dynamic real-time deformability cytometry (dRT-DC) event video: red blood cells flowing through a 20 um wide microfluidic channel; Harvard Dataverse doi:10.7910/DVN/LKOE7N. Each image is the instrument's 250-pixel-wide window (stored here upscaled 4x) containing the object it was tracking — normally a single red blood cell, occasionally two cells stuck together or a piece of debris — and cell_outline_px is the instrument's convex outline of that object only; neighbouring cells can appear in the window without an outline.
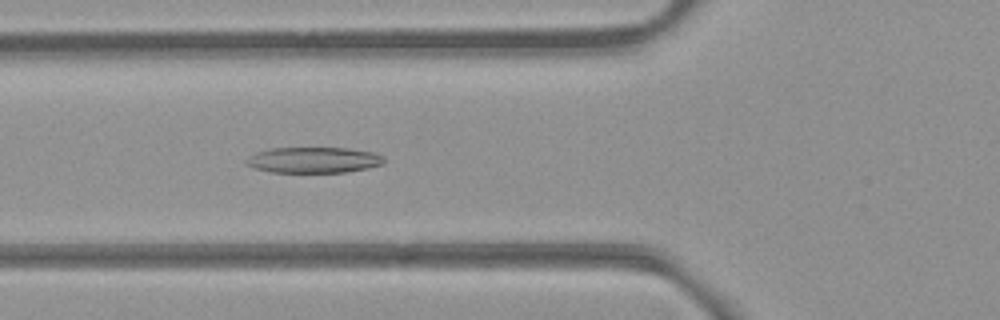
{"species": "common noctule bat (a hibernating species)", "species_latin": "Nyctalus noctula", "temperature_condition": "room temperature", "stored_images_in_passage": 5, "camera_frame_rate_fps": 3000, "um_per_image_px": 0.085, "animal": {"sex": "female", "body_mass_g": 21.9}, "frame": {"image": 1, "passage_image": 5, "time_ms": 1.333, "image_size_px": [1000, 320], "cell_outline_px": [[384, 164], [368, 168], [344, 172], [272, 172], [256, 168], [244, 164], [244, 160], [248, 156], [256, 152], [272, 148], [348, 148], [372, 152], [380, 156], [384, 160]], "centroid_in_image_um": [26.61, 13.6], "position_along_channel_um": 99.2, "area_um2": 20.63}}